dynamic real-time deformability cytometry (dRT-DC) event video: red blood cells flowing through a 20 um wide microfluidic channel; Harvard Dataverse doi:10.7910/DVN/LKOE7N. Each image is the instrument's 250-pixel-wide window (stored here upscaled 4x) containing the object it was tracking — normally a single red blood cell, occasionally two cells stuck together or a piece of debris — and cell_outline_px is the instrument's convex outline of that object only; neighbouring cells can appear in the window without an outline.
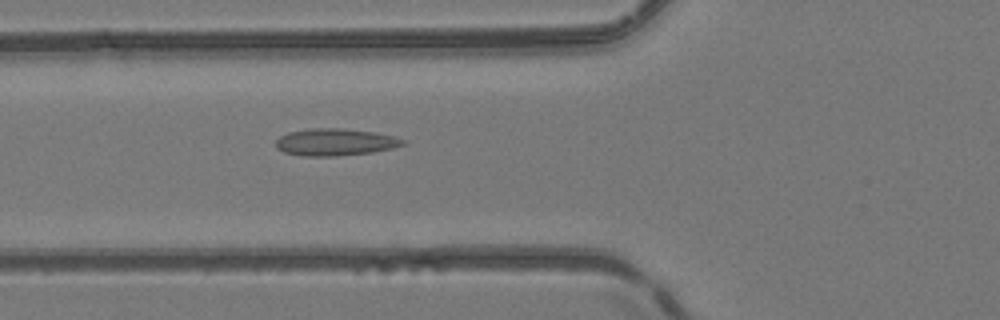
{"species": "common noctule bat (a hibernating species)", "species_latin": "Nyctalus noctula", "temperature_condition": "room temperature", "stored_images_in_passage": 51, "camera_frame_rate_fps": 3000, "um_per_image_px": 0.085, "animal": {"sex": "female", "body_mass_g": 24.6, "forearm_length_mm": 56.2}, "frame": {"image": 1, "passage_image": 20, "time_ms": 6.333, "image_size_px": [1000, 320], "cell_outline_px": [[408, 144], [392, 148], [372, 152], [336, 156], [300, 156], [284, 152], [276, 148], [276, 140], [280, 136], [288, 132], [312, 128], [340, 128], [372, 132], [392, 136], [404, 140]], "centroid_in_image_um": [28.46, 12.09], "position_along_channel_um": 97.3, "area_um2": 20.0}}
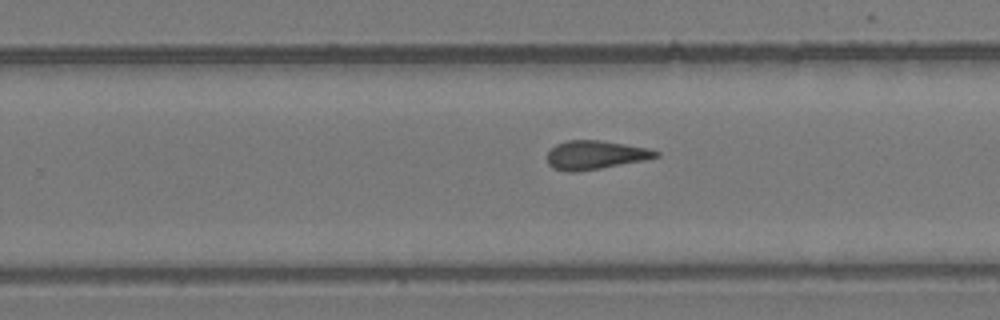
{"frame": {"image": 2, "passage_image": 33, "time_ms": 10.667, "image_size_px": [1000, 320], "cell_outline_px": [[660, 156], [644, 160], [600, 168], [576, 172], [568, 172], [552, 168], [548, 164], [548, 152], [556, 144], [568, 140], [600, 140], [648, 148], [660, 152]], "centroid_in_image_um": [50.59, 13.17], "position_along_channel_um": 279.2, "area_um2": 18.09}}
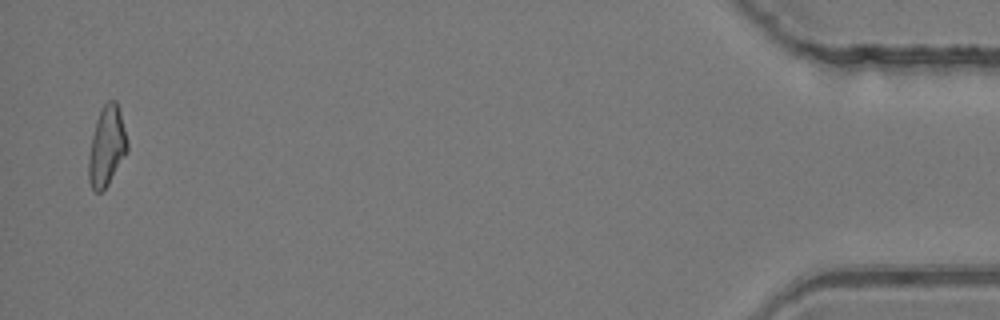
{"frame": {"image": 3, "passage_image": 50, "time_ms": 16.333, "image_size_px": [1000, 320], "cell_outline_px": [[128, 152], [108, 184], [100, 192], [96, 192], [92, 188], [88, 180], [88, 156], [92, 136], [96, 120], [104, 104], [108, 100], [116, 100], [120, 112], [128, 140]], "centroid_in_image_um": [9.08, 12.44], "position_along_channel_um": 426.1, "area_um2": 18.03}, "authors_computed_cell_mechanics": {"area_um2": 18.3226, "velocity_mm_per_s": 4.1824, "shape_relaxation_time_tau1_ms": null, "shape_relaxation_time_tau2_ms": 3.0955, "deformation_change_tau1": null, "deformation_change_tau2": 0.133}}